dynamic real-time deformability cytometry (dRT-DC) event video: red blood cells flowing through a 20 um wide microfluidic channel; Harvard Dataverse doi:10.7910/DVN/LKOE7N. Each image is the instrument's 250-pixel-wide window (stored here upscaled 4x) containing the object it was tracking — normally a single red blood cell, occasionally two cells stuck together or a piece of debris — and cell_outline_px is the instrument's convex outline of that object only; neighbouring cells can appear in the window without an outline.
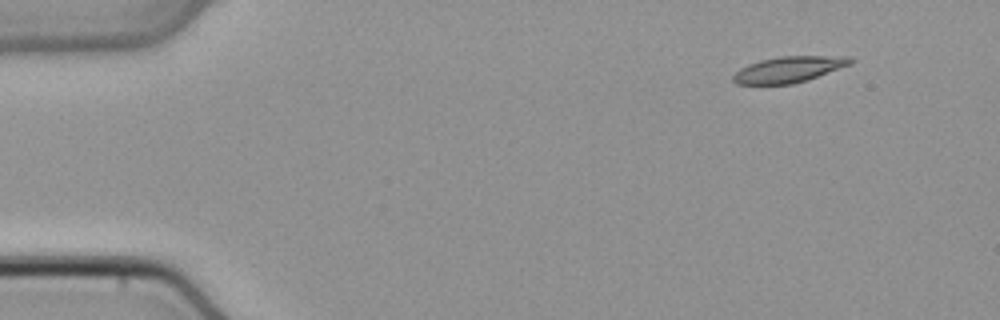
{"species": "common noctule bat (a hibernating species)", "species_latin": "Nyctalus noctula", "temperature_condition": "cold", "stored_images_in_passage": 44, "camera_frame_rate_fps": 3000, "um_per_image_px": 0.085, "animal": {"sex": "male", "body_mass_g": 21.5, "forearm_length_mm": 52.0}, "frame": {"image": 1, "passage_image": 1, "time_ms": 0.0, "image_size_px": [1000, 320], "cell_outline_px": [[856, 60], [852, 64], [792, 84], [736, 84], [732, 80], [732, 76], [740, 68], [748, 64], [760, 60], [780, 56], [852, 56]], "centroid_in_image_um": [67.05, 5.88], "position_along_channel_um": 17.9, "area_um2": 17.69}}
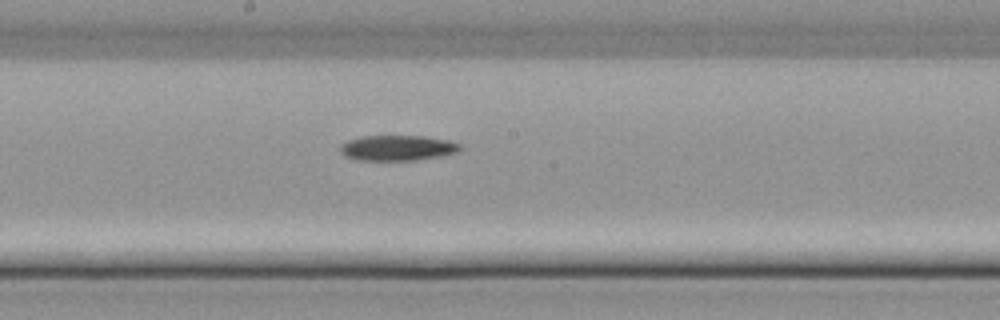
{"frame": {"image": 2, "passage_image": 22, "time_ms": 7.0, "image_size_px": [1000, 320], "cell_outline_px": [[464, 148], [456, 152], [440, 156], [416, 160], [356, 160], [344, 156], [340, 152], [340, 144], [348, 140], [360, 136], [424, 136], [448, 140], [460, 144]], "centroid_in_image_um": [33.76, 12.57], "position_along_channel_um": 214.4, "area_um2": 17.86}}
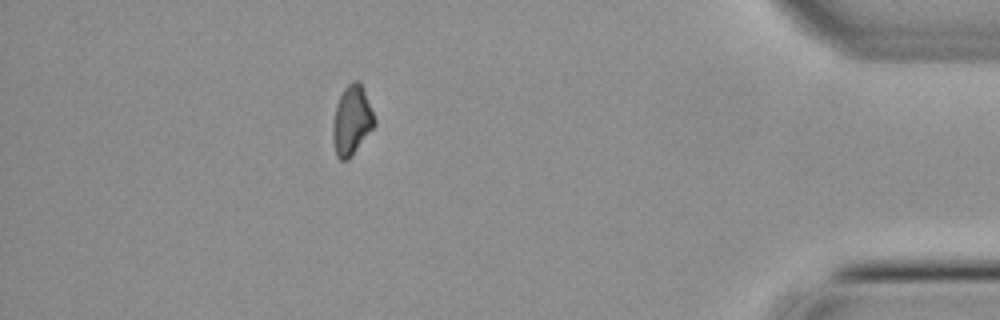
{"frame": {"image": 3, "passage_image": 39, "time_ms": 12.667, "image_size_px": [1000, 320], "cell_outline_px": [[376, 124], [348, 160], [340, 160], [336, 156], [332, 140], [332, 124], [336, 104], [344, 88], [352, 80], [360, 80], [376, 120]], "centroid_in_image_um": [29.88, 10.23], "position_along_channel_um": 405.3, "area_um2": 16.94}}